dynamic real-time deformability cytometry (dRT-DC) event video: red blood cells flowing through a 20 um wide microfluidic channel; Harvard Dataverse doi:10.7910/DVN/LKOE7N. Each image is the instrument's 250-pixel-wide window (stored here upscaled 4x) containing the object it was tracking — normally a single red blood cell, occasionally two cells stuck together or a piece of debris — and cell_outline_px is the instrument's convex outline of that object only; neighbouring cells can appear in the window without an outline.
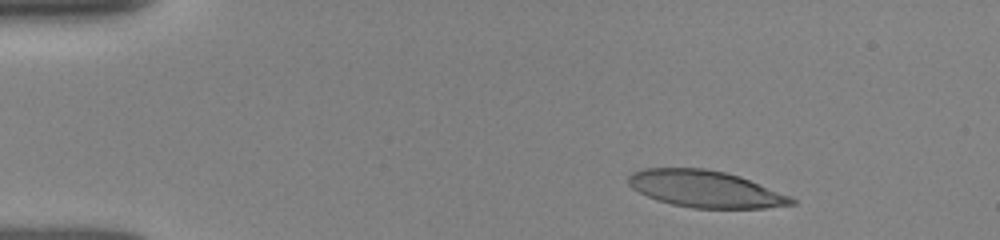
{"species": "human", "species_latin": "Homo sapiens", "temperature_condition": "room temperature", "stored_images_in_passage": 42, "camera_frame_rate_fps": 3000, "um_per_image_px": 0.085, "donor": {"sex": "female"}, "frame": {"image": 1, "passage_image": 5, "time_ms": 1.333, "image_size_px": [1000, 240], "cell_outline_px": [[796, 204], [764, 208], [692, 208], [672, 204], [656, 200], [632, 188], [628, 184], [628, 176], [632, 172], [644, 168], [704, 168], [724, 172], [740, 176], [792, 196], [796, 200]], "centroid_in_image_um": [59.97, 16.06], "position_along_channel_um": 25.0, "area_um2": 35.08}}
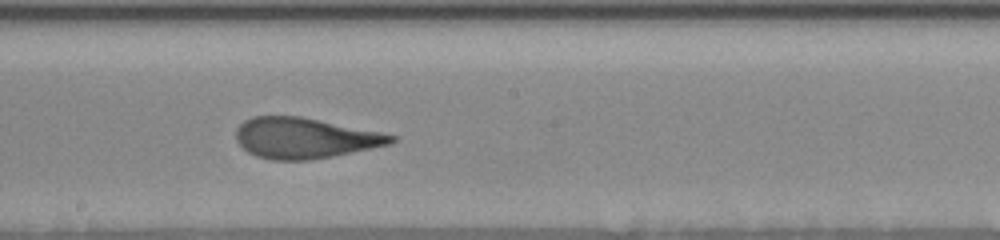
{"frame": {"image": 2, "passage_image": 26, "time_ms": 8.333, "image_size_px": [1000, 240], "cell_outline_px": [[396, 140], [388, 144], [372, 148], [332, 156], [308, 160], [272, 160], [256, 156], [248, 152], [236, 140], [236, 128], [244, 120], [252, 116], [300, 116], [380, 132], [396, 136]], "centroid_in_image_um": [25.86, 11.73], "position_along_channel_um": 222.3, "area_um2": 36.47}}
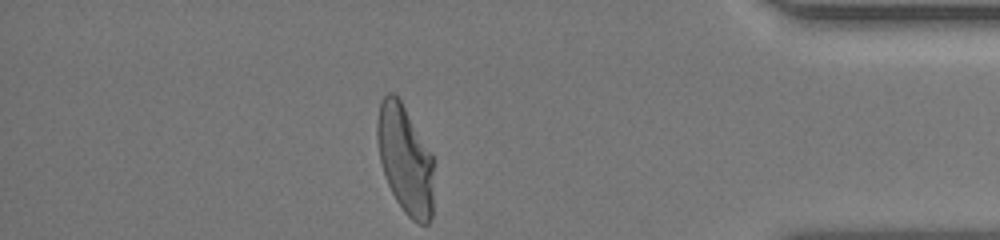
{"frame": {"image": 3, "passage_image": 42, "time_ms": 13.667, "image_size_px": [1000, 240], "cell_outline_px": [[432, 216], [428, 224], [420, 224], [412, 220], [404, 212], [396, 200], [384, 176], [380, 160], [376, 140], [376, 120], [380, 104], [384, 96], [388, 92], [392, 92], [400, 100], [432, 152]], "centroid_in_image_um": [34.42, 13.55], "position_along_channel_um": 400.8, "area_um2": 35.84}, "authors_computed_cell_mechanics": {"area_um2": 36.9053, "velocity_mm_per_s": 3.942, "shape_relaxation_time_tau1_ms": 4.6101, "shape_relaxation_time_tau2_ms": 0.8072, "deformation_change_tau1": 0.2458, "deformation_change_tau2": 0.0906}}